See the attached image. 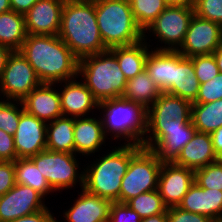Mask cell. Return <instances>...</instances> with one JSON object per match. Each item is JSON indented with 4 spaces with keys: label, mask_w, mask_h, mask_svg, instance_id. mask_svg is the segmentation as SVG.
I'll list each match as a JSON object with an SVG mask.
<instances>
[{
    "label": "cell",
    "mask_w": 222,
    "mask_h": 222,
    "mask_svg": "<svg viewBox=\"0 0 222 222\" xmlns=\"http://www.w3.org/2000/svg\"><path fill=\"white\" fill-rule=\"evenodd\" d=\"M47 124L27 113L21 112L19 125L14 134V147L18 158H30L46 150Z\"/></svg>",
    "instance_id": "9a60e30c"
},
{
    "label": "cell",
    "mask_w": 222,
    "mask_h": 222,
    "mask_svg": "<svg viewBox=\"0 0 222 222\" xmlns=\"http://www.w3.org/2000/svg\"><path fill=\"white\" fill-rule=\"evenodd\" d=\"M100 108L104 111L101 120L106 136L111 133L115 140L125 138L127 144L142 145L146 133L145 108L122 97L101 101L99 111Z\"/></svg>",
    "instance_id": "8992f818"
},
{
    "label": "cell",
    "mask_w": 222,
    "mask_h": 222,
    "mask_svg": "<svg viewBox=\"0 0 222 222\" xmlns=\"http://www.w3.org/2000/svg\"><path fill=\"white\" fill-rule=\"evenodd\" d=\"M214 151L218 159L222 158V127L211 133Z\"/></svg>",
    "instance_id": "f6af8a7d"
},
{
    "label": "cell",
    "mask_w": 222,
    "mask_h": 222,
    "mask_svg": "<svg viewBox=\"0 0 222 222\" xmlns=\"http://www.w3.org/2000/svg\"><path fill=\"white\" fill-rule=\"evenodd\" d=\"M195 132L192 121H146L141 146L153 150L162 163H174Z\"/></svg>",
    "instance_id": "52a82bcc"
},
{
    "label": "cell",
    "mask_w": 222,
    "mask_h": 222,
    "mask_svg": "<svg viewBox=\"0 0 222 222\" xmlns=\"http://www.w3.org/2000/svg\"><path fill=\"white\" fill-rule=\"evenodd\" d=\"M58 36L79 60L108 50L99 32L95 0H65Z\"/></svg>",
    "instance_id": "7a4b0ae2"
},
{
    "label": "cell",
    "mask_w": 222,
    "mask_h": 222,
    "mask_svg": "<svg viewBox=\"0 0 222 222\" xmlns=\"http://www.w3.org/2000/svg\"><path fill=\"white\" fill-rule=\"evenodd\" d=\"M28 35L25 16L15 11L0 14V45L18 51Z\"/></svg>",
    "instance_id": "83f0119b"
},
{
    "label": "cell",
    "mask_w": 222,
    "mask_h": 222,
    "mask_svg": "<svg viewBox=\"0 0 222 222\" xmlns=\"http://www.w3.org/2000/svg\"><path fill=\"white\" fill-rule=\"evenodd\" d=\"M75 118L61 116L46 126V149L74 154Z\"/></svg>",
    "instance_id": "4316f807"
},
{
    "label": "cell",
    "mask_w": 222,
    "mask_h": 222,
    "mask_svg": "<svg viewBox=\"0 0 222 222\" xmlns=\"http://www.w3.org/2000/svg\"><path fill=\"white\" fill-rule=\"evenodd\" d=\"M53 86L54 84L41 83L21 101L27 113L45 123L63 116L60 93Z\"/></svg>",
    "instance_id": "e0dca14e"
},
{
    "label": "cell",
    "mask_w": 222,
    "mask_h": 222,
    "mask_svg": "<svg viewBox=\"0 0 222 222\" xmlns=\"http://www.w3.org/2000/svg\"><path fill=\"white\" fill-rule=\"evenodd\" d=\"M146 39L144 35V39L138 43L108 49L117 58L120 69L127 80L134 78L145 70L150 48Z\"/></svg>",
    "instance_id": "d4e9b609"
},
{
    "label": "cell",
    "mask_w": 222,
    "mask_h": 222,
    "mask_svg": "<svg viewBox=\"0 0 222 222\" xmlns=\"http://www.w3.org/2000/svg\"><path fill=\"white\" fill-rule=\"evenodd\" d=\"M217 160L219 159L213 148L211 134L196 131L191 140L181 149L174 164L195 171Z\"/></svg>",
    "instance_id": "7402d4cb"
},
{
    "label": "cell",
    "mask_w": 222,
    "mask_h": 222,
    "mask_svg": "<svg viewBox=\"0 0 222 222\" xmlns=\"http://www.w3.org/2000/svg\"><path fill=\"white\" fill-rule=\"evenodd\" d=\"M222 44V26L193 15L185 39L177 50L184 57L209 55Z\"/></svg>",
    "instance_id": "7c38bea8"
},
{
    "label": "cell",
    "mask_w": 222,
    "mask_h": 222,
    "mask_svg": "<svg viewBox=\"0 0 222 222\" xmlns=\"http://www.w3.org/2000/svg\"><path fill=\"white\" fill-rule=\"evenodd\" d=\"M168 6H185V7H193L195 0H165Z\"/></svg>",
    "instance_id": "7dc6e473"
},
{
    "label": "cell",
    "mask_w": 222,
    "mask_h": 222,
    "mask_svg": "<svg viewBox=\"0 0 222 222\" xmlns=\"http://www.w3.org/2000/svg\"><path fill=\"white\" fill-rule=\"evenodd\" d=\"M126 204L129 205L132 210L137 212L142 219L165 213L168 208L164 204L158 190L139 194L130 199Z\"/></svg>",
    "instance_id": "d6a6232c"
},
{
    "label": "cell",
    "mask_w": 222,
    "mask_h": 222,
    "mask_svg": "<svg viewBox=\"0 0 222 222\" xmlns=\"http://www.w3.org/2000/svg\"><path fill=\"white\" fill-rule=\"evenodd\" d=\"M194 182V170L174 163H162L157 190L167 207L178 206Z\"/></svg>",
    "instance_id": "5bb4252c"
},
{
    "label": "cell",
    "mask_w": 222,
    "mask_h": 222,
    "mask_svg": "<svg viewBox=\"0 0 222 222\" xmlns=\"http://www.w3.org/2000/svg\"><path fill=\"white\" fill-rule=\"evenodd\" d=\"M63 83V88L59 92L63 116L73 118L87 117L92 109H98L99 102L82 81L78 82L74 78Z\"/></svg>",
    "instance_id": "d6986e66"
},
{
    "label": "cell",
    "mask_w": 222,
    "mask_h": 222,
    "mask_svg": "<svg viewBox=\"0 0 222 222\" xmlns=\"http://www.w3.org/2000/svg\"><path fill=\"white\" fill-rule=\"evenodd\" d=\"M137 25L144 32L168 6L165 0H129Z\"/></svg>",
    "instance_id": "1f68e13d"
},
{
    "label": "cell",
    "mask_w": 222,
    "mask_h": 222,
    "mask_svg": "<svg viewBox=\"0 0 222 222\" xmlns=\"http://www.w3.org/2000/svg\"><path fill=\"white\" fill-rule=\"evenodd\" d=\"M17 103V105H16ZM0 100V130L14 136L19 125L21 112L24 110L21 101ZM21 105V109L18 108Z\"/></svg>",
    "instance_id": "836d02e7"
},
{
    "label": "cell",
    "mask_w": 222,
    "mask_h": 222,
    "mask_svg": "<svg viewBox=\"0 0 222 222\" xmlns=\"http://www.w3.org/2000/svg\"><path fill=\"white\" fill-rule=\"evenodd\" d=\"M200 83L195 74L192 59L173 51V74L171 87L166 93L183 98L191 103L196 100Z\"/></svg>",
    "instance_id": "ffe728a7"
},
{
    "label": "cell",
    "mask_w": 222,
    "mask_h": 222,
    "mask_svg": "<svg viewBox=\"0 0 222 222\" xmlns=\"http://www.w3.org/2000/svg\"><path fill=\"white\" fill-rule=\"evenodd\" d=\"M195 182L203 189L222 191V161L219 159L194 171Z\"/></svg>",
    "instance_id": "e575fe53"
},
{
    "label": "cell",
    "mask_w": 222,
    "mask_h": 222,
    "mask_svg": "<svg viewBox=\"0 0 222 222\" xmlns=\"http://www.w3.org/2000/svg\"><path fill=\"white\" fill-rule=\"evenodd\" d=\"M177 207L184 211L206 215L215 222L222 221V191L203 189L194 182Z\"/></svg>",
    "instance_id": "ac0fdd59"
},
{
    "label": "cell",
    "mask_w": 222,
    "mask_h": 222,
    "mask_svg": "<svg viewBox=\"0 0 222 222\" xmlns=\"http://www.w3.org/2000/svg\"><path fill=\"white\" fill-rule=\"evenodd\" d=\"M75 155V156H74ZM76 154L44 150L30 159L45 177L54 192L74 187L77 182L84 184V171L79 173ZM78 178V179H77Z\"/></svg>",
    "instance_id": "9c48e42d"
},
{
    "label": "cell",
    "mask_w": 222,
    "mask_h": 222,
    "mask_svg": "<svg viewBox=\"0 0 222 222\" xmlns=\"http://www.w3.org/2000/svg\"><path fill=\"white\" fill-rule=\"evenodd\" d=\"M40 84L41 81L29 62L19 51H12L0 77V93L3 97L22 101Z\"/></svg>",
    "instance_id": "8fae6325"
},
{
    "label": "cell",
    "mask_w": 222,
    "mask_h": 222,
    "mask_svg": "<svg viewBox=\"0 0 222 222\" xmlns=\"http://www.w3.org/2000/svg\"><path fill=\"white\" fill-rule=\"evenodd\" d=\"M12 11L25 15L38 0H9Z\"/></svg>",
    "instance_id": "ee69618b"
},
{
    "label": "cell",
    "mask_w": 222,
    "mask_h": 222,
    "mask_svg": "<svg viewBox=\"0 0 222 222\" xmlns=\"http://www.w3.org/2000/svg\"><path fill=\"white\" fill-rule=\"evenodd\" d=\"M106 137L101 119L91 116L75 118L74 154L89 156L99 151Z\"/></svg>",
    "instance_id": "603a6c76"
},
{
    "label": "cell",
    "mask_w": 222,
    "mask_h": 222,
    "mask_svg": "<svg viewBox=\"0 0 222 222\" xmlns=\"http://www.w3.org/2000/svg\"><path fill=\"white\" fill-rule=\"evenodd\" d=\"M167 219L168 222H215L206 215L184 211L177 206L167 208Z\"/></svg>",
    "instance_id": "ab89813d"
},
{
    "label": "cell",
    "mask_w": 222,
    "mask_h": 222,
    "mask_svg": "<svg viewBox=\"0 0 222 222\" xmlns=\"http://www.w3.org/2000/svg\"><path fill=\"white\" fill-rule=\"evenodd\" d=\"M194 14L193 7L167 6L144 31V35L146 36L145 33L149 30L159 38L161 44L164 43V47L160 46L154 50L177 51L185 39Z\"/></svg>",
    "instance_id": "30bf717a"
},
{
    "label": "cell",
    "mask_w": 222,
    "mask_h": 222,
    "mask_svg": "<svg viewBox=\"0 0 222 222\" xmlns=\"http://www.w3.org/2000/svg\"><path fill=\"white\" fill-rule=\"evenodd\" d=\"M12 53V50L4 45H0V77L5 68L8 56Z\"/></svg>",
    "instance_id": "bcb514c9"
},
{
    "label": "cell",
    "mask_w": 222,
    "mask_h": 222,
    "mask_svg": "<svg viewBox=\"0 0 222 222\" xmlns=\"http://www.w3.org/2000/svg\"><path fill=\"white\" fill-rule=\"evenodd\" d=\"M213 55L219 68V72L222 73V44L214 51Z\"/></svg>",
    "instance_id": "681fc988"
},
{
    "label": "cell",
    "mask_w": 222,
    "mask_h": 222,
    "mask_svg": "<svg viewBox=\"0 0 222 222\" xmlns=\"http://www.w3.org/2000/svg\"><path fill=\"white\" fill-rule=\"evenodd\" d=\"M145 70L158 85L162 92L171 87L173 74V51L154 50L149 51L146 59Z\"/></svg>",
    "instance_id": "f1b7e54d"
},
{
    "label": "cell",
    "mask_w": 222,
    "mask_h": 222,
    "mask_svg": "<svg viewBox=\"0 0 222 222\" xmlns=\"http://www.w3.org/2000/svg\"><path fill=\"white\" fill-rule=\"evenodd\" d=\"M42 199L44 196L33 188L15 184L0 197V222H10L48 208Z\"/></svg>",
    "instance_id": "4fadbf2b"
},
{
    "label": "cell",
    "mask_w": 222,
    "mask_h": 222,
    "mask_svg": "<svg viewBox=\"0 0 222 222\" xmlns=\"http://www.w3.org/2000/svg\"><path fill=\"white\" fill-rule=\"evenodd\" d=\"M80 75L99 103L120 98L125 91L127 79L117 58L109 50L81 58L78 64V76Z\"/></svg>",
    "instance_id": "5b68a950"
},
{
    "label": "cell",
    "mask_w": 222,
    "mask_h": 222,
    "mask_svg": "<svg viewBox=\"0 0 222 222\" xmlns=\"http://www.w3.org/2000/svg\"><path fill=\"white\" fill-rule=\"evenodd\" d=\"M162 162L156 153L141 147L130 159L126 174L122 178L120 203H127L139 194L157 190Z\"/></svg>",
    "instance_id": "ba28073f"
},
{
    "label": "cell",
    "mask_w": 222,
    "mask_h": 222,
    "mask_svg": "<svg viewBox=\"0 0 222 222\" xmlns=\"http://www.w3.org/2000/svg\"><path fill=\"white\" fill-rule=\"evenodd\" d=\"M16 159L14 136L0 130V161H15Z\"/></svg>",
    "instance_id": "b9f144b4"
},
{
    "label": "cell",
    "mask_w": 222,
    "mask_h": 222,
    "mask_svg": "<svg viewBox=\"0 0 222 222\" xmlns=\"http://www.w3.org/2000/svg\"><path fill=\"white\" fill-rule=\"evenodd\" d=\"M222 99V73L200 84L196 100L192 104L210 103Z\"/></svg>",
    "instance_id": "8d00e7d4"
},
{
    "label": "cell",
    "mask_w": 222,
    "mask_h": 222,
    "mask_svg": "<svg viewBox=\"0 0 222 222\" xmlns=\"http://www.w3.org/2000/svg\"><path fill=\"white\" fill-rule=\"evenodd\" d=\"M191 120L199 132L211 134L222 127V99L210 103L192 104Z\"/></svg>",
    "instance_id": "f546056e"
},
{
    "label": "cell",
    "mask_w": 222,
    "mask_h": 222,
    "mask_svg": "<svg viewBox=\"0 0 222 222\" xmlns=\"http://www.w3.org/2000/svg\"><path fill=\"white\" fill-rule=\"evenodd\" d=\"M18 51L41 83L62 84L78 77L79 59L58 35L28 34Z\"/></svg>",
    "instance_id": "6da1fadb"
},
{
    "label": "cell",
    "mask_w": 222,
    "mask_h": 222,
    "mask_svg": "<svg viewBox=\"0 0 222 222\" xmlns=\"http://www.w3.org/2000/svg\"><path fill=\"white\" fill-rule=\"evenodd\" d=\"M141 147V145L124 143L96 159L97 161L83 169V189L111 202H120L122 178L126 174L131 157Z\"/></svg>",
    "instance_id": "3957f363"
},
{
    "label": "cell",
    "mask_w": 222,
    "mask_h": 222,
    "mask_svg": "<svg viewBox=\"0 0 222 222\" xmlns=\"http://www.w3.org/2000/svg\"><path fill=\"white\" fill-rule=\"evenodd\" d=\"M190 58L192 59L195 74L200 84L210 81L218 75L219 68L213 54L196 55Z\"/></svg>",
    "instance_id": "d590c367"
},
{
    "label": "cell",
    "mask_w": 222,
    "mask_h": 222,
    "mask_svg": "<svg viewBox=\"0 0 222 222\" xmlns=\"http://www.w3.org/2000/svg\"><path fill=\"white\" fill-rule=\"evenodd\" d=\"M65 0H38L24 15L26 31L32 35H58Z\"/></svg>",
    "instance_id": "2e32d148"
},
{
    "label": "cell",
    "mask_w": 222,
    "mask_h": 222,
    "mask_svg": "<svg viewBox=\"0 0 222 222\" xmlns=\"http://www.w3.org/2000/svg\"><path fill=\"white\" fill-rule=\"evenodd\" d=\"M99 32L107 49L127 46L144 39L129 0H95Z\"/></svg>",
    "instance_id": "277c9868"
},
{
    "label": "cell",
    "mask_w": 222,
    "mask_h": 222,
    "mask_svg": "<svg viewBox=\"0 0 222 222\" xmlns=\"http://www.w3.org/2000/svg\"><path fill=\"white\" fill-rule=\"evenodd\" d=\"M162 91L146 70L127 80L122 98L141 105L146 110L155 102Z\"/></svg>",
    "instance_id": "484cf974"
},
{
    "label": "cell",
    "mask_w": 222,
    "mask_h": 222,
    "mask_svg": "<svg viewBox=\"0 0 222 222\" xmlns=\"http://www.w3.org/2000/svg\"><path fill=\"white\" fill-rule=\"evenodd\" d=\"M15 182L29 186L44 197L53 192L45 177L30 158H18L14 161Z\"/></svg>",
    "instance_id": "4dcf8cb0"
},
{
    "label": "cell",
    "mask_w": 222,
    "mask_h": 222,
    "mask_svg": "<svg viewBox=\"0 0 222 222\" xmlns=\"http://www.w3.org/2000/svg\"><path fill=\"white\" fill-rule=\"evenodd\" d=\"M10 222H58L52 212L45 208L36 213H32L17 219H14Z\"/></svg>",
    "instance_id": "7bdbcfd3"
},
{
    "label": "cell",
    "mask_w": 222,
    "mask_h": 222,
    "mask_svg": "<svg viewBox=\"0 0 222 222\" xmlns=\"http://www.w3.org/2000/svg\"><path fill=\"white\" fill-rule=\"evenodd\" d=\"M194 13L222 26V0H195Z\"/></svg>",
    "instance_id": "74e56055"
},
{
    "label": "cell",
    "mask_w": 222,
    "mask_h": 222,
    "mask_svg": "<svg viewBox=\"0 0 222 222\" xmlns=\"http://www.w3.org/2000/svg\"><path fill=\"white\" fill-rule=\"evenodd\" d=\"M111 201L82 189L73 206L63 215L68 222H107Z\"/></svg>",
    "instance_id": "44dd1931"
},
{
    "label": "cell",
    "mask_w": 222,
    "mask_h": 222,
    "mask_svg": "<svg viewBox=\"0 0 222 222\" xmlns=\"http://www.w3.org/2000/svg\"><path fill=\"white\" fill-rule=\"evenodd\" d=\"M192 103L178 96L162 92L147 109L146 121H192Z\"/></svg>",
    "instance_id": "cb8c5ba5"
},
{
    "label": "cell",
    "mask_w": 222,
    "mask_h": 222,
    "mask_svg": "<svg viewBox=\"0 0 222 222\" xmlns=\"http://www.w3.org/2000/svg\"><path fill=\"white\" fill-rule=\"evenodd\" d=\"M141 222H168L167 211L165 213H162V214H158V215L143 218L141 220Z\"/></svg>",
    "instance_id": "c3c4849f"
},
{
    "label": "cell",
    "mask_w": 222,
    "mask_h": 222,
    "mask_svg": "<svg viewBox=\"0 0 222 222\" xmlns=\"http://www.w3.org/2000/svg\"><path fill=\"white\" fill-rule=\"evenodd\" d=\"M14 161H0V197L15 186Z\"/></svg>",
    "instance_id": "60d3db41"
},
{
    "label": "cell",
    "mask_w": 222,
    "mask_h": 222,
    "mask_svg": "<svg viewBox=\"0 0 222 222\" xmlns=\"http://www.w3.org/2000/svg\"><path fill=\"white\" fill-rule=\"evenodd\" d=\"M142 218L126 203L112 202L107 222H141Z\"/></svg>",
    "instance_id": "f35d334b"
},
{
    "label": "cell",
    "mask_w": 222,
    "mask_h": 222,
    "mask_svg": "<svg viewBox=\"0 0 222 222\" xmlns=\"http://www.w3.org/2000/svg\"><path fill=\"white\" fill-rule=\"evenodd\" d=\"M11 11L9 0H0V14Z\"/></svg>",
    "instance_id": "f907efd6"
}]
</instances>
